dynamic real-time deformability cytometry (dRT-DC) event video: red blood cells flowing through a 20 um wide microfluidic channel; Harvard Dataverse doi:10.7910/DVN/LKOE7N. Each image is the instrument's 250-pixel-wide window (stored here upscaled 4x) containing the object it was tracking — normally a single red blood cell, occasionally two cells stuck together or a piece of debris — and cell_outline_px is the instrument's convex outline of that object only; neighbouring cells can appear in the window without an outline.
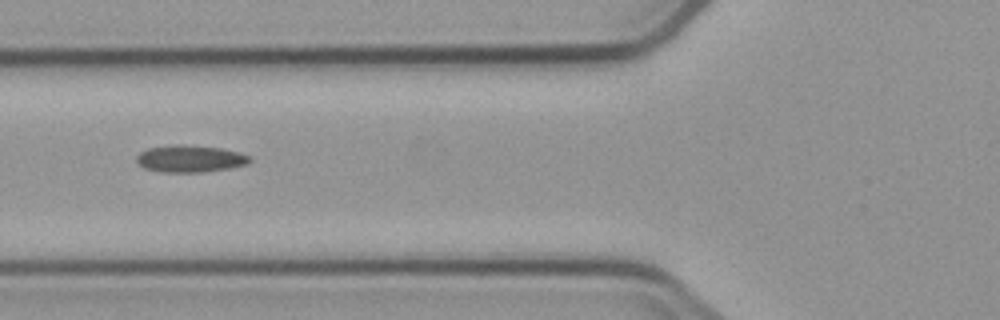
{"species": "common noctule bat (a hibernating species)", "species_latin": "Nyctalus noctula", "temperature_condition": "cold", "stored_images_in_passage": 7, "camera_frame_rate_fps": 3000, "um_per_image_px": 0.085, "animal": {"sex": "male", "body_mass_g": 23.1, "forearm_length_mm": 52.7}, "frame": {"image": 1, "passage_image": 7, "time_ms": 6.667, "image_size_px": [1000, 320], "cell_outline_px": [[252, 160], [248, 164], [228, 168], [204, 172], [160, 172], [144, 168], [136, 160], [136, 156], [140, 152], [148, 148], [176, 144], [180, 144], [220, 148], [236, 152], [248, 156]], "centroid_in_image_um": [16.12, 13.49], "position_along_channel_um": 109.7, "area_um2": 17.69}}